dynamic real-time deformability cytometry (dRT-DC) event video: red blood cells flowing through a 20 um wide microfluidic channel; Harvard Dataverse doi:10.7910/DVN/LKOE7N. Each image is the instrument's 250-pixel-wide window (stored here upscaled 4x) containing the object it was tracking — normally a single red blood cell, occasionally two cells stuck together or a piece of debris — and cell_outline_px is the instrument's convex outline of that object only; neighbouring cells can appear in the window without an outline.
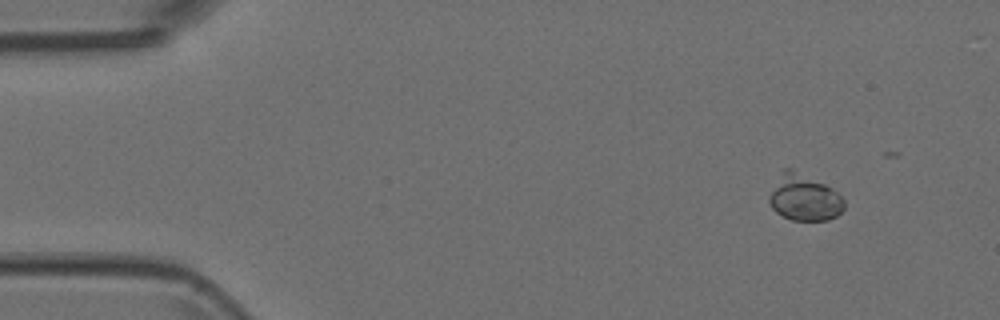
{"species": "Egyptian fruit bat (a non-hibernating species)", "species_latin": "Rousettus aegyptiacus", "temperature_condition": "room temperature", "stored_images_in_passage": 4, "camera_frame_rate_fps": 3000, "um_per_image_px": 0.085, "animal": {"sex": "female"}, "frame": {"image": 1, "passage_image": 2, "time_ms": 0.333, "image_size_px": [1000, 320], "cell_outline_px": [[844, 208], [836, 216], [828, 220], [792, 220], [776, 212], [772, 208], [768, 200], [768, 196], [784, 168], [792, 168], [832, 188], [844, 200]], "centroid_in_image_um": [68.35, 16.8], "position_along_channel_um": 16.7, "area_um2": 20.0}}
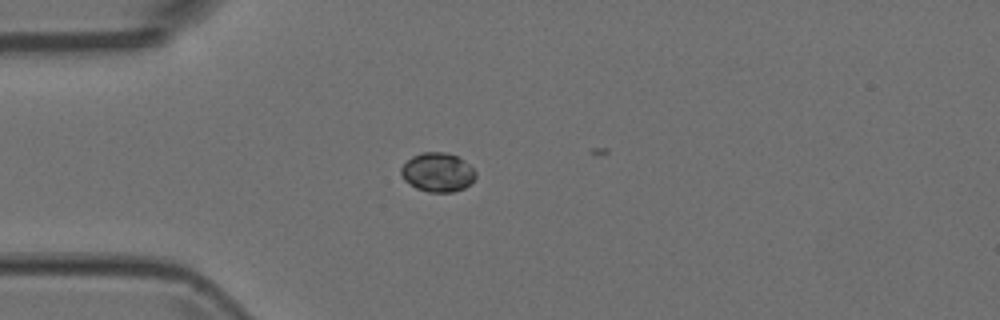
{"frame": {"image": 2, "passage_image": 4, "time_ms": 1.0, "image_size_px": [1000, 320], "cell_outline_px": [[476, 176], [464, 188], [452, 192], [428, 192], [416, 188], [408, 184], [404, 180], [400, 172], [400, 168], [412, 156], [420, 152], [448, 152], [456, 156], [468, 164], [476, 172]], "centroid_in_image_um": [37.16, 14.64], "position_along_channel_um": 47.8, "area_um2": 16.94}}